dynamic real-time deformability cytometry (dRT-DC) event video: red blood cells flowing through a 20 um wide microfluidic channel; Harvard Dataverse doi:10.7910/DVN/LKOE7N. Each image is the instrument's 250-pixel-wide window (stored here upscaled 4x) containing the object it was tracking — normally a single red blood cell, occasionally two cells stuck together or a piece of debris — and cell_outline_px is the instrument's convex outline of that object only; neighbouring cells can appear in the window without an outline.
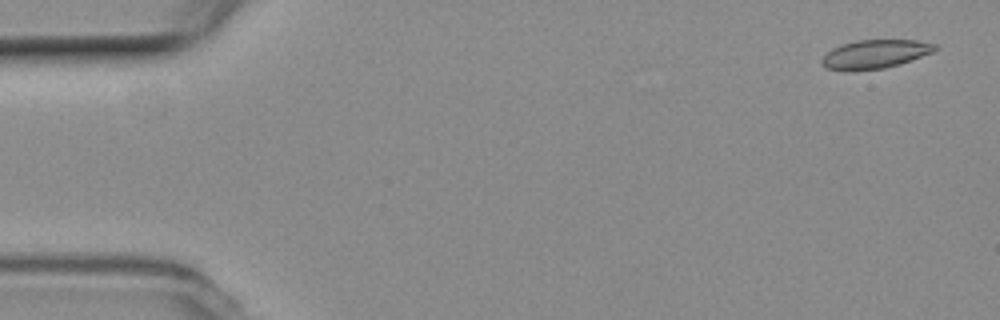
{"species": "common noctule bat (a hibernating species)", "species_latin": "Nyctalus noctula", "temperature_condition": "room temperature", "stored_images_in_passage": 54, "camera_frame_rate_fps": 3000, "um_per_image_px": 0.085, "animal": {"sex": "female", "body_mass_g": 19.3, "forearm_length_mm": 54.1}, "frame": {"image": 1, "passage_image": 2, "time_ms": 0.333, "image_size_px": [1000, 320], "cell_outline_px": [[940, 48], [932, 52], [900, 64], [884, 68], [824, 68], [820, 64], [820, 60], [832, 48], [856, 40], [916, 40], [936, 44]], "centroid_in_image_um": [74.43, 4.56], "position_along_channel_um": 10.6, "area_um2": 18.26}}
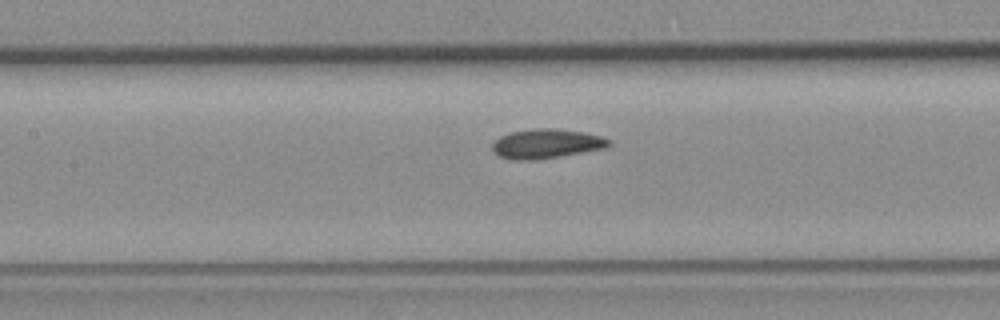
{"frame": {"image": 2, "passage_image": 24, "time_ms": 7.667, "image_size_px": [1000, 320], "cell_outline_px": [[612, 144], [604, 148], [560, 156], [536, 160], [512, 160], [500, 156], [492, 148], [492, 144], [500, 136], [512, 132], [536, 128], [556, 128], [584, 132], [600, 136], [612, 140]], "centroid_in_image_um": [46.46, 12.21], "position_along_channel_um": 160.9, "area_um2": 19.88}}
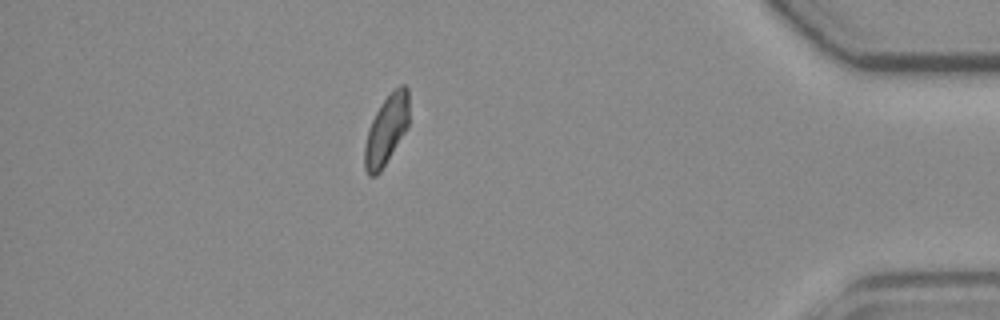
{"frame": {"image": 3, "passage_image": 47, "time_ms": 15.333, "image_size_px": [1000, 320], "cell_outline_px": [[408, 128], [380, 172], [376, 176], [368, 176], [364, 168], [364, 144], [368, 128], [380, 104], [400, 84], [404, 84], [408, 88]], "centroid_in_image_um": [32.83, 11.08], "position_along_channel_um": 402.4, "area_um2": 18.03}, "authors_computed_cell_mechanics": {"area_um2": 18.9295, "velocity_mm_per_s": 3.7808, "shape_relaxation_time_tau1_ms": 8.7316, "shape_relaxation_time_tau2_ms": 3.2998, "deformation_change_tau1": 0.155, "deformation_change_tau2": 0.0657}}